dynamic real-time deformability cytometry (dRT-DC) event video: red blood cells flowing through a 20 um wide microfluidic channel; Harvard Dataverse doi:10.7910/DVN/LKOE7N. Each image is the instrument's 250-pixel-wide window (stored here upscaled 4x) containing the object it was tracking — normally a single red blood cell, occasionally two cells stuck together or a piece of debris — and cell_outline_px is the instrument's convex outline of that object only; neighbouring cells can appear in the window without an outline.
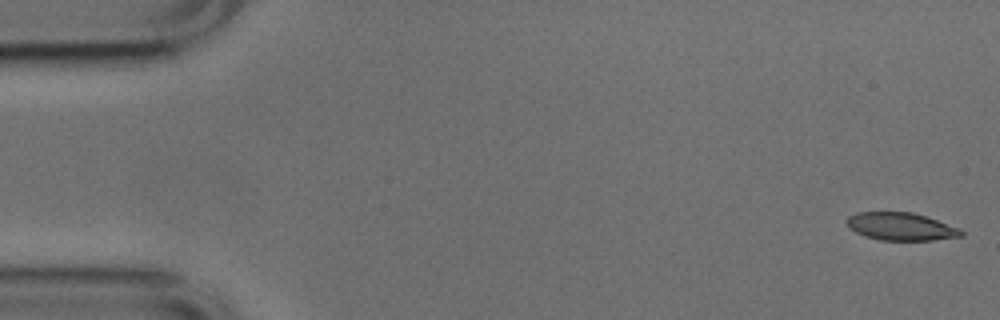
{"species": "common noctule bat (a hibernating species)", "species_latin": "Nyctalus noctula", "temperature_condition": "cold", "stored_images_in_passage": 26, "camera_frame_rate_fps": 3000, "um_per_image_px": 0.085, "animal": {"sex": "male", "body_mass_g": 17.9, "forearm_length_mm": 54.2}, "frame": {"image": 1, "passage_image": 1, "time_ms": 0.0, "image_size_px": [1000, 320], "cell_outline_px": [[964, 236], [932, 240], [880, 240], [864, 236], [848, 228], [848, 216], [856, 212], [912, 212], [960, 228], [964, 232]], "centroid_in_image_um": [76.58, 19.26], "position_along_channel_um": 8.4, "area_um2": 18.44}}
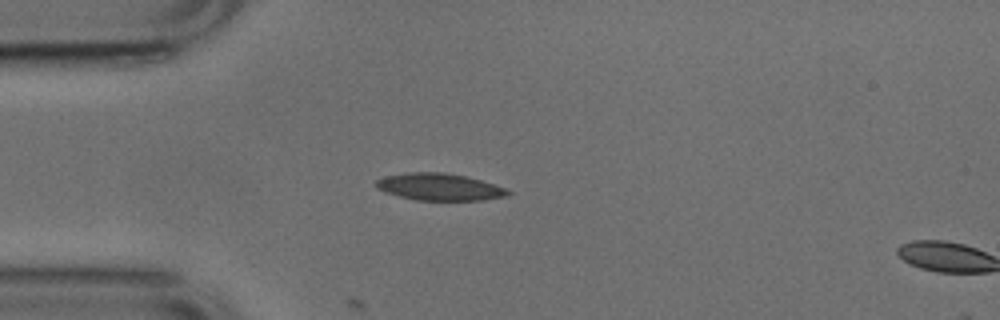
{"frame": {"image": 2, "passage_image": 13, "time_ms": 4.0, "image_size_px": [1000, 320], "cell_outline_px": [[512, 192], [508, 196], [484, 200], [416, 200], [400, 196], [376, 188], [376, 180], [384, 176], [408, 172], [444, 172], [464, 176], [480, 180], [504, 188]], "centroid_in_image_um": [37.35, 15.88], "position_along_channel_um": 47.6, "area_um2": 20.58}}